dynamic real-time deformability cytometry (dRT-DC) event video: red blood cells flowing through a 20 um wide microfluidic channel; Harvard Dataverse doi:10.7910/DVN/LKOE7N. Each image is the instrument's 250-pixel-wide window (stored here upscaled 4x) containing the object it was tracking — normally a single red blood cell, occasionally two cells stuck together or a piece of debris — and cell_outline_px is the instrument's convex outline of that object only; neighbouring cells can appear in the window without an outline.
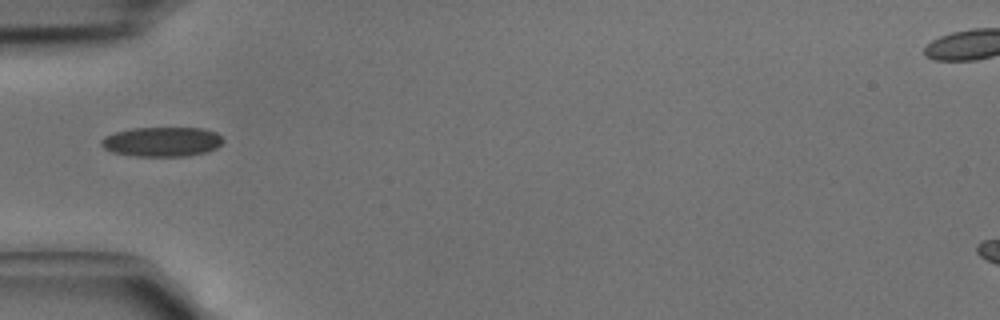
{"species": "common noctule bat (a hibernating species)", "species_latin": "Nyctalus noctula", "temperature_condition": "cold", "stored_images_in_passage": 2, "camera_frame_rate_fps": 3000, "um_per_image_px": 0.085, "animal": {"sex": "male", "body_mass_g": 15.6}, "frame": {"image": 1, "passage_image": 1, "time_ms": 0.0, "image_size_px": [1000, 320], "cell_outline_px": [[224, 140], [216, 148], [204, 152], [188, 156], [136, 156], [112, 152], [104, 148], [100, 144], [100, 140], [104, 136], [116, 132], [132, 128], [204, 128], [216, 132]], "centroid_in_image_um": [13.75, 12.04], "position_along_channel_um": 71.3, "area_um2": 20.98}}